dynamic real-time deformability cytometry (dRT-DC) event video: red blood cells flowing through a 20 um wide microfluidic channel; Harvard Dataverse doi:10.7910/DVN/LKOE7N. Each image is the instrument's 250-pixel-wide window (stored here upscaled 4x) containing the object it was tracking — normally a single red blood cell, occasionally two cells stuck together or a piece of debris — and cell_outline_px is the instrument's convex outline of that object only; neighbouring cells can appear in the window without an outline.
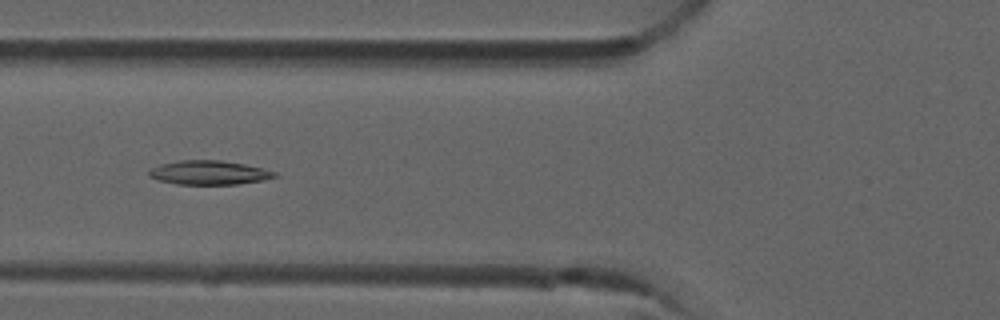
{"species": "common noctule bat (a hibernating species)", "species_latin": "Nyctalus noctula", "temperature_condition": "room temperature", "stored_images_in_passage": 8, "camera_frame_rate_fps": 3000, "um_per_image_px": 0.085, "animal": {"sex": "male", "forearm_length_mm": 52.5}, "frame": {"image": 1, "passage_image": 5, "time_ms": 1.333, "image_size_px": [1000, 320], "cell_outline_px": [[280, 176], [264, 180], [240, 184], [176, 184], [160, 180], [148, 176], [148, 172], [152, 168], [160, 164], [180, 160], [220, 160], [244, 164], [264, 168], [276, 172]], "centroid_in_image_um": [17.81, 14.67], "position_along_channel_um": 108.0, "area_um2": 17.69}}
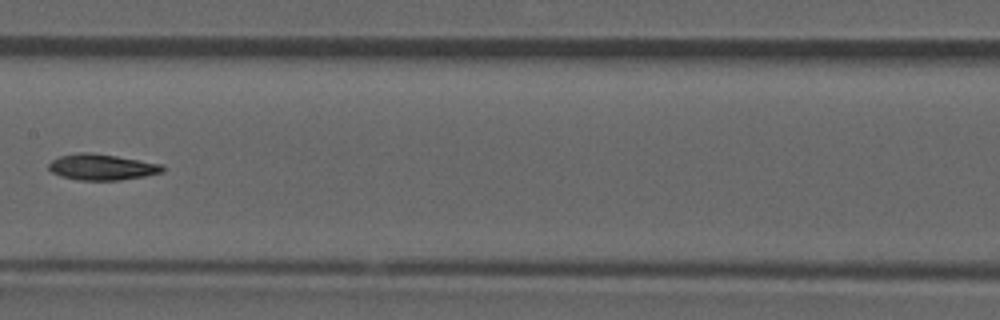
{"frame": {"image": 2, "passage_image": 7, "time_ms": 2.0, "image_size_px": [1000, 320], "cell_outline_px": [[164, 172], [144, 176], [120, 180], [76, 180], [60, 176], [52, 172], [48, 168], [48, 164], [52, 160], [60, 156], [80, 152], [92, 152], [164, 164]], "centroid_in_image_um": [8.66, 14.2], "position_along_channel_um": 198.7, "area_um2": 17.34}}
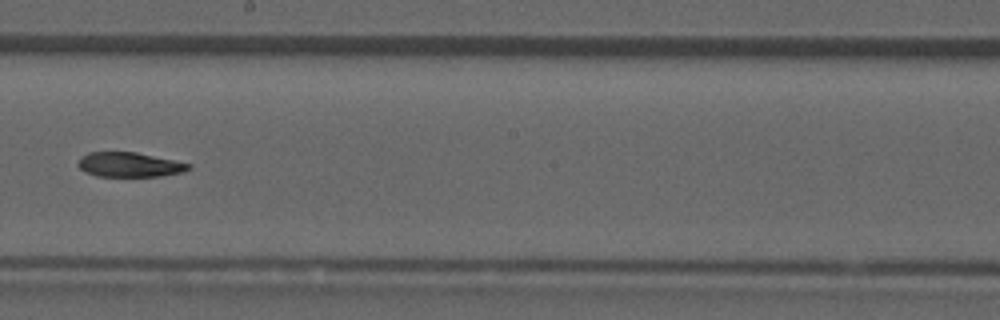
{"frame": {"image": 3, "passage_image": 8, "time_ms": 2.333, "image_size_px": [1000, 320], "cell_outline_px": [[192, 168], [184, 172], [160, 176], [96, 176], [84, 172], [76, 164], [88, 152], [136, 152], [192, 164]], "centroid_in_image_um": [11.03, 14.0], "position_along_channel_um": 237.2, "area_um2": 15.84}}